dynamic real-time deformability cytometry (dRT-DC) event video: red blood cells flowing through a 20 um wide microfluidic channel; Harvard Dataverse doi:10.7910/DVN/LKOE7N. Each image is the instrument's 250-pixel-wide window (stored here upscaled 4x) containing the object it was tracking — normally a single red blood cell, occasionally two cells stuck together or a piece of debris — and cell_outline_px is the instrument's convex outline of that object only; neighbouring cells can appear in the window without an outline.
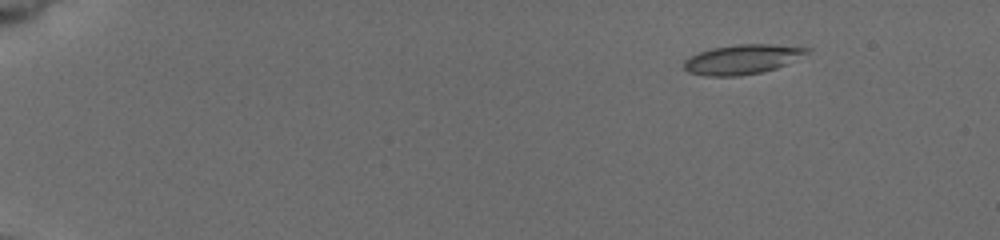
{"species": "common noctule bat (a hibernating species)", "species_latin": "Nyctalus noctula", "temperature_condition": "cold", "stored_images_in_passage": 38, "camera_frame_rate_fps": 3000, "um_per_image_px": 0.085, "animal": {"sex": "female", "body_mass_g": 19.5, "forearm_length_mm": 54.1}, "frame": {"image": 1, "passage_image": 1, "time_ms": 0.0, "image_size_px": [1000, 240], "cell_outline_px": [[812, 48], [808, 52], [776, 68], [760, 72], [740, 76], [704, 76], [688, 72], [684, 68], [684, 60], [700, 52], [712, 48], [736, 44], [772, 44]], "centroid_in_image_um": [63.05, 5.04], "position_along_channel_um": 21.9, "area_um2": 20.92}}
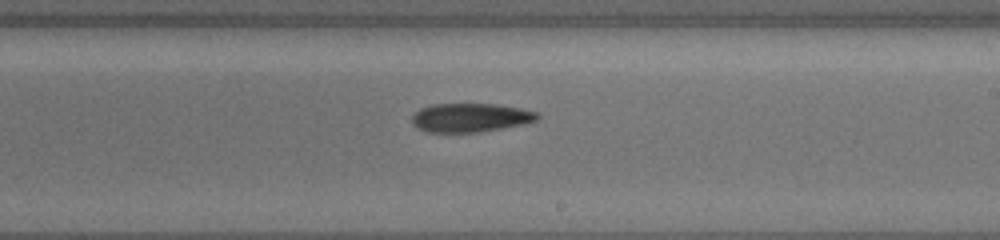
{"frame": {"image": 2, "passage_image": 23, "time_ms": 9.333, "image_size_px": [1000, 240], "cell_outline_px": [[540, 116], [536, 120], [524, 124], [480, 132], [428, 132], [416, 128], [412, 124], [412, 116], [420, 108], [432, 104], [496, 104], [520, 108], [536, 112]], "centroid_in_image_um": [39.96, 10.0], "position_along_channel_um": 249.0, "area_um2": 21.04}}
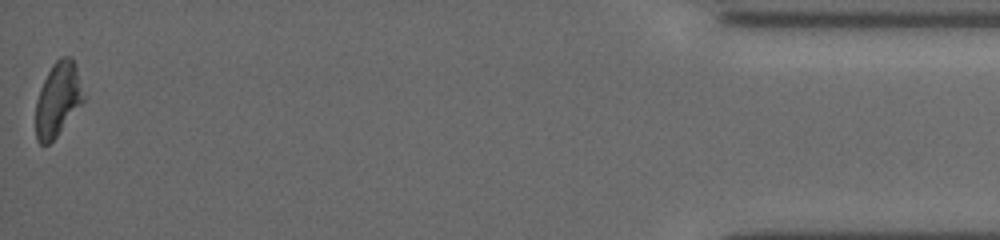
{"frame": {"image": 3, "passage_image": 38, "time_ms": 16.0, "image_size_px": [1000, 240], "cell_outline_px": [[84, 104], [56, 136], [48, 144], [40, 144], [36, 140], [36, 100], [40, 88], [52, 64], [60, 56], [72, 56], [76, 64], [84, 96]], "centroid_in_image_um": [4.94, 8.43], "position_along_channel_um": 430.3, "area_um2": 20.81}}